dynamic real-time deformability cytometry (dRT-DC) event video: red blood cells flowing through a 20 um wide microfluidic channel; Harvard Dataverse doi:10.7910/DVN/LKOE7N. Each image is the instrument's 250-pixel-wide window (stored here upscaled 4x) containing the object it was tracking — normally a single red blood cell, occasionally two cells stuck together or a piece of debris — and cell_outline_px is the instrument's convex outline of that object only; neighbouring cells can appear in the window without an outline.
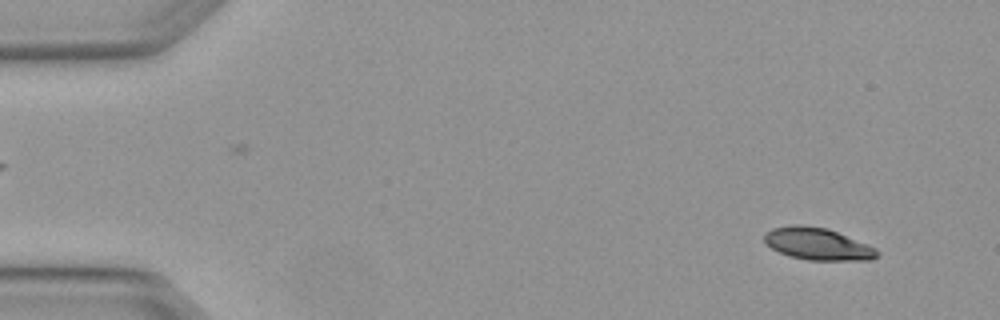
{"species": "Egyptian fruit bat (a non-hibernating species)", "species_latin": "Rousettus aegyptiacus", "temperature_condition": "warm", "stored_images_in_passage": 3, "camera_frame_rate_fps": 3000, "um_per_image_px": 0.085, "animal": {"sex": "female"}, "frame": {"image": 1, "passage_image": 1, "time_ms": 0.0, "image_size_px": [1000, 320], "cell_outline_px": [[880, 256], [872, 260], [808, 260], [788, 256], [764, 244], [764, 232], [772, 228], [792, 224], [800, 224], [828, 228], [876, 248], [880, 252]], "centroid_in_image_um": [69.48, 20.73], "position_along_channel_um": 15.5, "area_um2": 21.39}}